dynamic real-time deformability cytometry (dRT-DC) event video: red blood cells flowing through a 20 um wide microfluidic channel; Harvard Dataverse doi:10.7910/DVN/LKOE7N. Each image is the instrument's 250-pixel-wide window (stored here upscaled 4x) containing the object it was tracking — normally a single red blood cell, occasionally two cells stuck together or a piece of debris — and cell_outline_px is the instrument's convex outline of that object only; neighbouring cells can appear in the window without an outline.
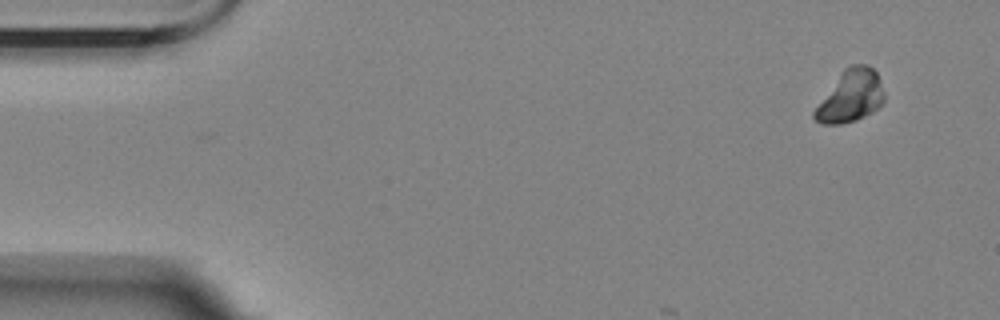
{"species": "Egyptian fruit bat (a non-hibernating species)", "species_latin": "Rousettus aegyptiacus", "temperature_condition": "room temperature", "stored_images_in_passage": 3, "camera_frame_rate_fps": 3000, "um_per_image_px": 0.085, "animal": {"sex": "female"}, "frame": {"image": 1, "passage_image": 1, "time_ms": 0.0, "image_size_px": [1000, 320], "cell_outline_px": [[884, 104], [872, 112], [856, 120], [840, 124], [824, 124], [816, 120], [812, 116], [812, 112], [844, 68], [852, 64], [868, 64], [876, 72], [880, 80], [884, 92]], "centroid_in_image_um": [72.32, 8.17], "position_along_channel_um": 12.7, "area_um2": 21.04}}